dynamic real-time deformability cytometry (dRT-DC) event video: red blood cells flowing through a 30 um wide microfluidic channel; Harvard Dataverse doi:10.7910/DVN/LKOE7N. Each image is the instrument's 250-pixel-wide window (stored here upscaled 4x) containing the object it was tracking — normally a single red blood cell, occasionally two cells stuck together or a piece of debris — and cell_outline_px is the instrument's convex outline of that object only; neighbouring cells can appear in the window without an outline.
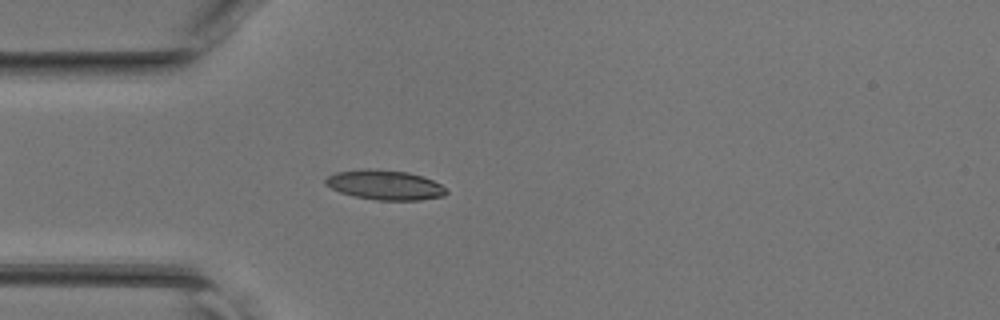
{"species": "common noctule bat (a hibernating species)", "species_latin": "Nyctalus noctula", "temperature_condition": "room temperature", "stored_images_in_passage": 46, "camera_frame_rate_fps": 3000, "um_per_image_px": 0.085, "animal": {"sex": "female", "body_mass_g": 17.0, "forearm_length_mm": 48.0}, "frame": {"image": 1, "passage_image": 13, "time_ms": 4.0, "image_size_px": [1000, 320], "cell_outline_px": [[448, 192], [444, 196], [420, 200], [376, 200], [356, 196], [340, 192], [324, 184], [324, 180], [328, 176], [336, 172], [364, 168], [368, 168], [408, 172], [432, 180], [440, 184]], "centroid_in_image_um": [32.7, 15.71], "position_along_channel_um": 52.3, "area_um2": 20.81}}
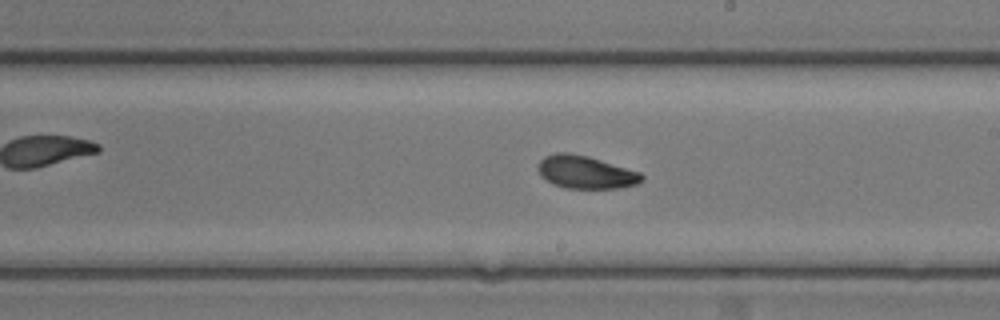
{"frame": {"image": 2, "passage_image": 26, "time_ms": 8.333, "image_size_px": [1000, 320], "cell_outline_px": [[644, 180], [636, 184], [616, 188], [568, 188], [552, 184], [540, 176], [536, 168], [536, 164], [544, 156], [556, 152], [568, 152], [588, 156], [640, 172], [644, 176]], "centroid_in_image_um": [49.72, 14.62], "position_along_channel_um": 239.3, "area_um2": 20.0}}
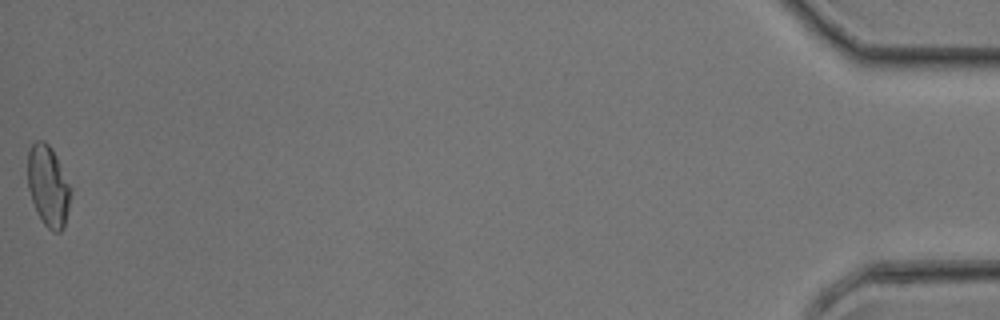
{"frame": {"image": 3, "passage_image": 46, "time_ms": 15.0, "image_size_px": [1000, 320], "cell_outline_px": [[72, 192], [64, 228], [60, 232], [52, 232], [44, 224], [36, 212], [28, 188], [28, 152], [32, 144], [36, 140], [44, 140], [52, 148], [56, 156]], "centroid_in_image_um": [4.09, 15.83], "position_along_channel_um": 431.1, "area_um2": 20.23}}